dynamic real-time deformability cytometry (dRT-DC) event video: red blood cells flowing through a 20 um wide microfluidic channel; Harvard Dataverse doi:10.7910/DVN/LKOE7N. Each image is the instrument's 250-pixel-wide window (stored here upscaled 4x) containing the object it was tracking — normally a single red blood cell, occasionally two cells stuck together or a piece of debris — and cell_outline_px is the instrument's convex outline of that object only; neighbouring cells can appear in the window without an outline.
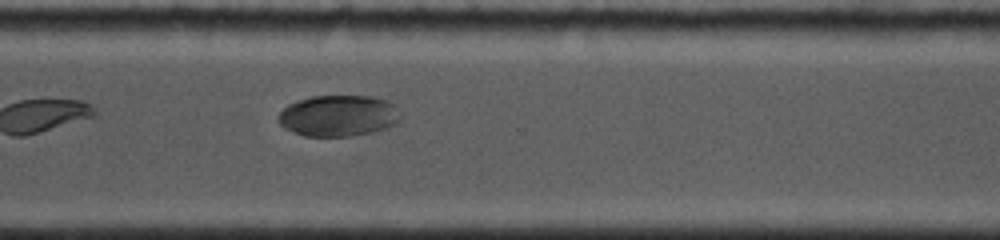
{"species": "common noctule bat (a hibernating species)", "species_latin": "Nyctalus noctula", "temperature_condition": "cold", "stored_images_in_passage": 16, "camera_frame_rate_fps": 5000, "um_per_image_px": 0.085, "animal": {"sex": "female", "body_mass_g": 19.0, "forearm_length_mm": 53.3}, "frame": {"image": 1, "passage_image": 16, "time_ms": 7.6, "image_size_px": [1000, 240], "cell_outline_px": [[400, 120], [396, 124], [388, 128], [376, 132], [352, 136], [304, 136], [284, 128], [280, 124], [280, 112], [288, 104], [312, 96], [372, 96], [384, 100], [392, 104], [400, 116]], "centroid_in_image_um": [28.78, 9.85], "position_along_channel_um": 341.8, "area_um2": 29.25}}